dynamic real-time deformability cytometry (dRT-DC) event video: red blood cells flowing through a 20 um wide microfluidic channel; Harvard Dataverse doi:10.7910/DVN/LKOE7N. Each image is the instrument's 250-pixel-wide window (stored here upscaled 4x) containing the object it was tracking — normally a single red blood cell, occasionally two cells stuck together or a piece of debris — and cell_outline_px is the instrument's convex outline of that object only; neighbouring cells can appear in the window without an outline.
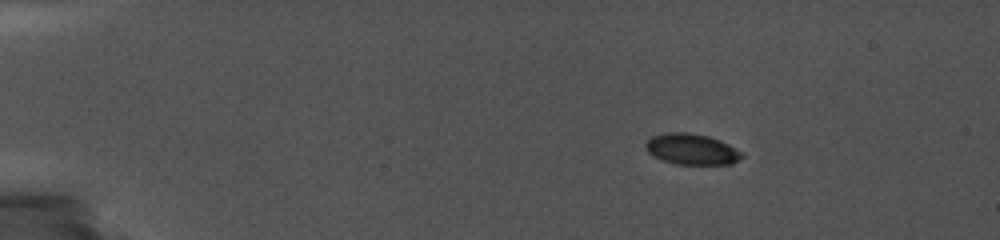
{"species": "common noctule bat (a hibernating species)", "species_latin": "Nyctalus noctula", "temperature_condition": "cold", "stored_images_in_passage": 13, "camera_frame_rate_fps": 5000, "um_per_image_px": 0.085, "animal": {"sex": "female", "body_mass_g": 19.0, "forearm_length_mm": 56.7}, "frame": {"image": 1, "passage_image": 9, "time_ms": 2.0, "image_size_px": [1000, 240], "cell_outline_px": [[744, 156], [732, 164], [676, 164], [664, 160], [648, 152], [644, 144], [652, 136], [668, 132], [688, 132], [708, 136], [720, 140], [744, 152]], "centroid_in_image_um": [58.83, 12.67], "position_along_channel_um": 26.2, "area_um2": 17.28}}